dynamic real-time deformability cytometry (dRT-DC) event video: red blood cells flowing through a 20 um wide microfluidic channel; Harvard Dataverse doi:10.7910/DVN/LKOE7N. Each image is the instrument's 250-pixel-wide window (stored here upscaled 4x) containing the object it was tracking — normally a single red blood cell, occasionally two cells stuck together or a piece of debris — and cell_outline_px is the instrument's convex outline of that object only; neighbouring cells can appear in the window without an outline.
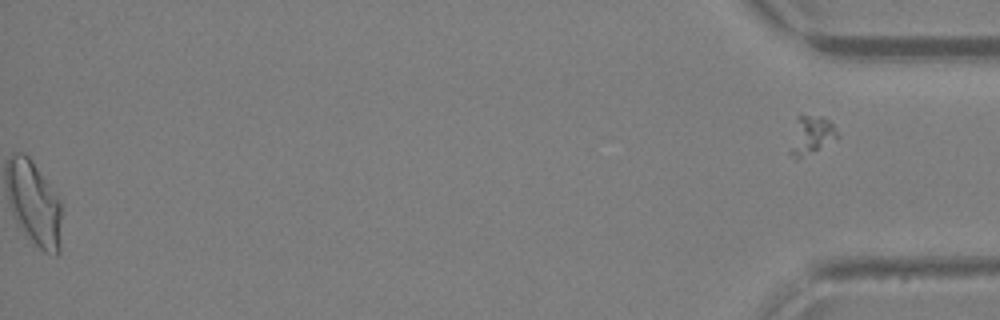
{"species": "Egyptian fruit bat (a non-hibernating species)", "species_latin": "Rousettus aegyptiacus", "temperature_condition": "warm", "stored_images_in_passage": 43, "segment_of_instrument_passage": [2, 2], "camera_frame_rate_fps": 3000, "um_per_image_px": 0.085, "animal": {"sex": "female"}, "frame": {"image": 1, "passage_image": 43, "time_ms": 14.0, "image_size_px": [1000, 320], "cell_outline_px": [[840, 136], [836, 140], [800, 160], [796, 160], [788, 152], [796, 116], [824, 116], [832, 124]], "centroid_in_image_um": [68.93, 11.54], "position_along_channel_um": 366.3, "area_um2": 10.98}}